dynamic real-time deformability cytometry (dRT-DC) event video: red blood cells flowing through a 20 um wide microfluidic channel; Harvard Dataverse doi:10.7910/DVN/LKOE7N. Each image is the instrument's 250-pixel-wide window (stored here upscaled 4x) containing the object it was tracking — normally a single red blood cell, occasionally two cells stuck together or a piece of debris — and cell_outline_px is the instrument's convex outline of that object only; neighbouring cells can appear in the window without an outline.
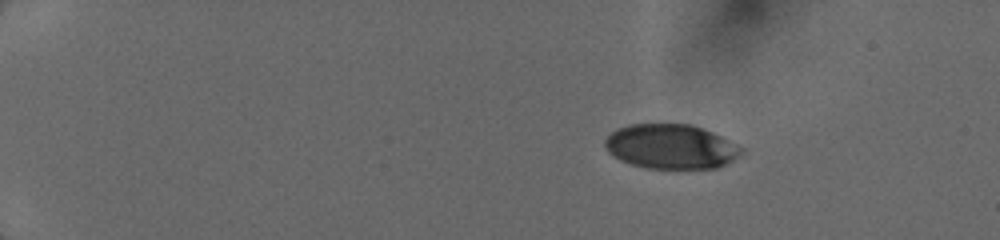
{"species": "human", "species_latin": "Homo sapiens", "temperature_condition": "cold", "stored_images_in_passage": 6, "camera_frame_rate_fps": 3000, "um_per_image_px": 0.085, "donor": {"sex": "female"}, "frame": {"image": 1, "passage_image": 1, "time_ms": 0.0, "image_size_px": [1000, 240], "cell_outline_px": [[744, 148], [732, 160], [716, 168], [644, 168], [620, 160], [608, 152], [604, 148], [604, 140], [616, 128], [628, 124], [692, 124], [712, 132]], "centroid_in_image_um": [56.97, 12.45], "position_along_channel_um": 28.0, "area_um2": 35.26}}
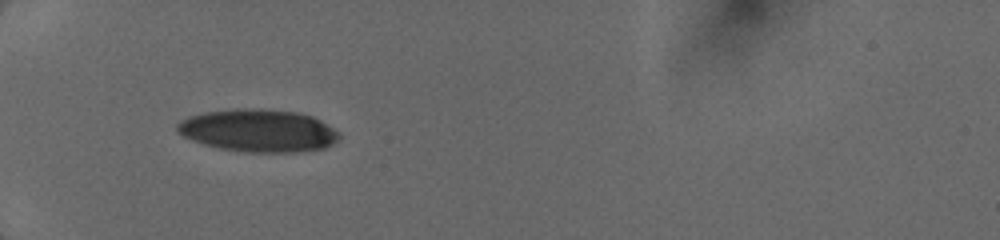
{"frame": {"image": 2, "passage_image": 5, "time_ms": 3.333, "image_size_px": [1000, 240], "cell_outline_px": [[340, 136], [332, 144], [324, 148], [296, 152], [244, 152], [220, 148], [204, 144], [192, 140], [176, 132], [176, 124], [180, 120], [188, 116], [204, 112], [236, 108], [264, 108], [300, 112], [312, 116], [320, 120], [340, 132]], "centroid_in_image_um": [21.94, 11.08], "position_along_channel_um": 63.1, "area_um2": 40.58}}